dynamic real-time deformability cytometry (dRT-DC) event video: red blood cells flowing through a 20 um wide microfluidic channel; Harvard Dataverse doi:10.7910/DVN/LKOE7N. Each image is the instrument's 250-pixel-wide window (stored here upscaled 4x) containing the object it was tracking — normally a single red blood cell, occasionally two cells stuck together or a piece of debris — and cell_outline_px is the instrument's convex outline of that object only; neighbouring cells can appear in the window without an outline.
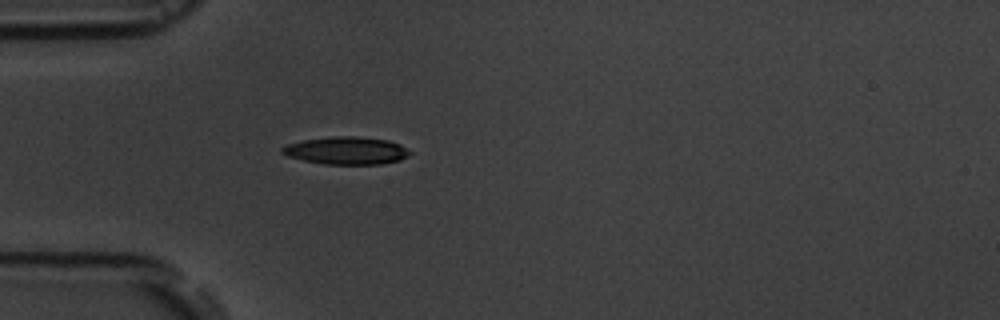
{"species": "common noctule bat (a hibernating species)", "species_latin": "Nyctalus noctula", "temperature_condition": "room temperature", "stored_images_in_passage": 1, "camera_frame_rate_fps": 3000, "um_per_image_px": 0.085, "animal": {"sex": "male", "body_mass_g": 19.5, "forearm_length_mm": 54.6}, "frame": {"image": 1, "passage_image": 1, "time_ms": 0.0, "image_size_px": [1000, 320], "cell_outline_px": [[412, 152], [408, 156], [400, 160], [380, 164], [324, 164], [304, 160], [288, 156], [280, 152], [280, 148], [288, 144], [304, 140], [332, 136], [356, 136], [388, 140], [400, 144]], "centroid_in_image_um": [29.45, 12.8], "position_along_channel_um": 55.5, "area_um2": 20.52}}